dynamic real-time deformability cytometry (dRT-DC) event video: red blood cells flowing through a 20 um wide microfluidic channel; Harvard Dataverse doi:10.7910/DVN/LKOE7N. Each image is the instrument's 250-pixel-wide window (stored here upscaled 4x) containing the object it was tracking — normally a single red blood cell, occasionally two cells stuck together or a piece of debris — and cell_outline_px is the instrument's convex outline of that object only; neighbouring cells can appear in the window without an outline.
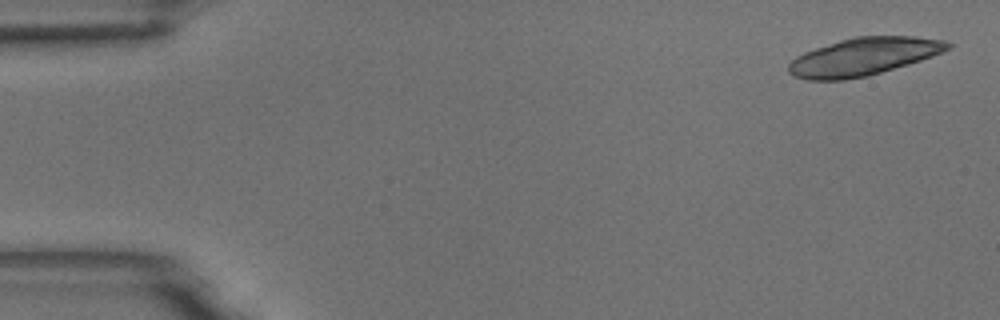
{"species": "common noctule bat (a hibernating species)", "species_latin": "Nyctalus noctula", "temperature_condition": "room temperature", "stored_images_in_passage": 6, "camera_frame_rate_fps": 3000, "um_per_image_px": 0.085, "animal": {"sex": "male", "body_mass_g": 18.8}, "frame": {"image": 1, "passage_image": 1, "time_ms": 0.0, "image_size_px": [1000, 320], "cell_outline_px": [[952, 48], [932, 56], [908, 64], [868, 76], [844, 80], [808, 80], [796, 76], [788, 72], [788, 64], [796, 56], [804, 52], [852, 36], [916, 36], [944, 40], [952, 44]], "centroid_in_image_um": [73.41, 4.81], "position_along_channel_um": 11.6, "area_um2": 34.91}}
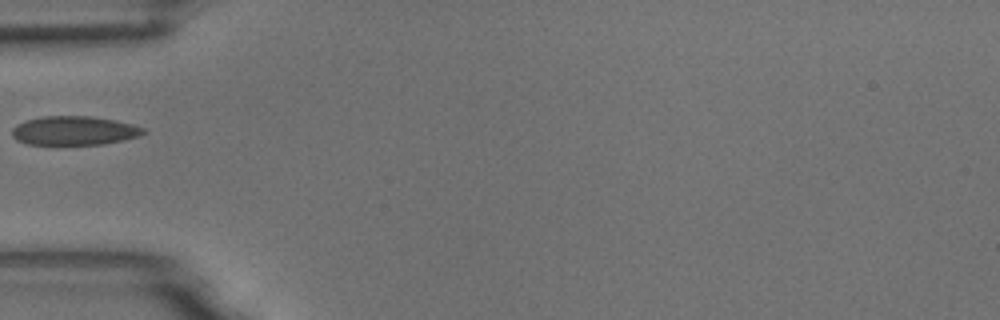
{"frame": {"image": 2, "passage_image": 6, "time_ms": 1.667, "image_size_px": [1000, 320], "cell_outline_px": [[144, 132], [140, 136], [104, 144], [28, 144], [16, 140], [12, 136], [12, 128], [16, 124], [24, 120], [40, 116], [92, 116], [116, 120], [132, 124], [144, 128]], "centroid_in_image_um": [6.27, 11.09], "position_along_channel_um": 78.7, "area_um2": 22.25}}